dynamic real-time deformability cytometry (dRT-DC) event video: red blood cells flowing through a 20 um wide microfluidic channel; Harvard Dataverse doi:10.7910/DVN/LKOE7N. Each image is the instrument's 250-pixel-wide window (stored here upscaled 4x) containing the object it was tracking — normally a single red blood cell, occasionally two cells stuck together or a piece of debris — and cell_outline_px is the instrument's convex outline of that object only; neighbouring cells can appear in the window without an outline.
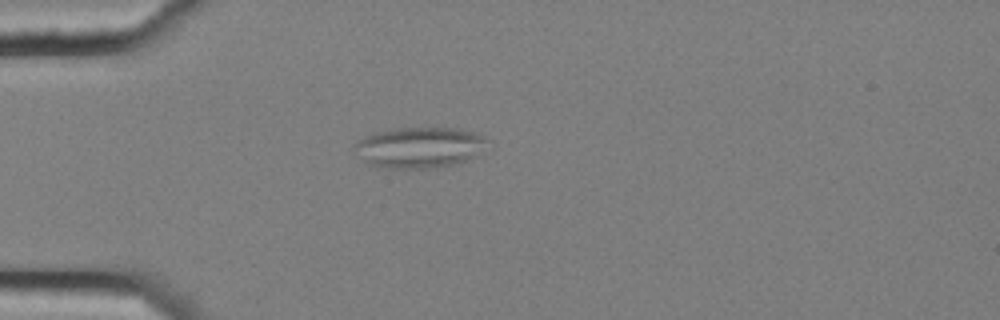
{"species": "common noctule bat (a hibernating species)", "species_latin": "Nyctalus noctula", "temperature_condition": "cold", "stored_images_in_passage": 3, "camera_frame_rate_fps": 3000, "um_per_image_px": 0.085, "animal": {"sex": "female", "body_mass_g": 25.1}, "frame": {"image": 1, "passage_image": 1, "time_ms": 0.0, "image_size_px": [1000, 320], "cell_outline_px": [[488, 140], [472, 156], [464, 160], [448, 164], [424, 168], [388, 168], [368, 164], [352, 148], [352, 144], [364, 136], [372, 132], [392, 128], [460, 128], [476, 132], [484, 136]], "centroid_in_image_um": [35.54, 12.49], "position_along_channel_um": 49.5, "area_um2": 31.15}}